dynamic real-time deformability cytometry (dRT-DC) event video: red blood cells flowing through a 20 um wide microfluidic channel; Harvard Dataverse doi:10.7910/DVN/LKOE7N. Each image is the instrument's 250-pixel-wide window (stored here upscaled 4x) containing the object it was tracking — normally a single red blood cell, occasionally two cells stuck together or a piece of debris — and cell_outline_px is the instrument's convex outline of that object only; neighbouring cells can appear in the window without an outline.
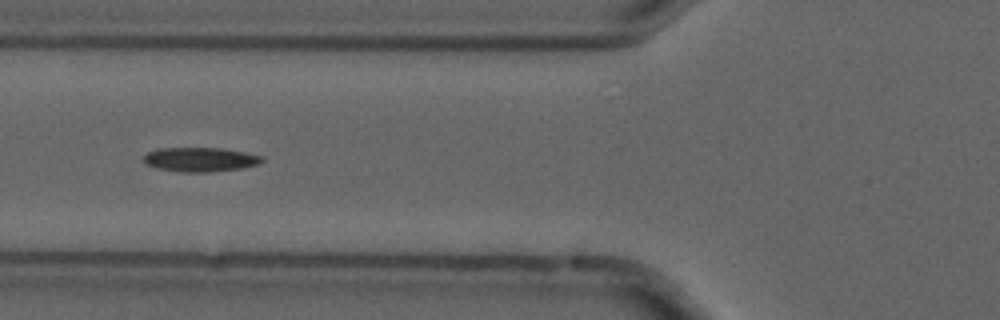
{"species": "common noctule bat (a hibernating species)", "species_latin": "Nyctalus noctula", "temperature_condition": "cold", "stored_images_in_passage": 4, "camera_frame_rate_fps": 3000, "um_per_image_px": 0.085, "animal": {"sex": "male", "forearm_length_mm": 52.5}, "frame": {"image": 1, "passage_image": 3, "time_ms": 0.667, "image_size_px": [1000, 320], "cell_outline_px": [[264, 160], [256, 164], [244, 168], [208, 172], [180, 172], [160, 168], [148, 164], [144, 160], [144, 156], [148, 152], [160, 148], [220, 148], [244, 152], [264, 156]], "centroid_in_image_um": [17.06, 13.55], "position_along_channel_um": 108.7, "area_um2": 16.53}}
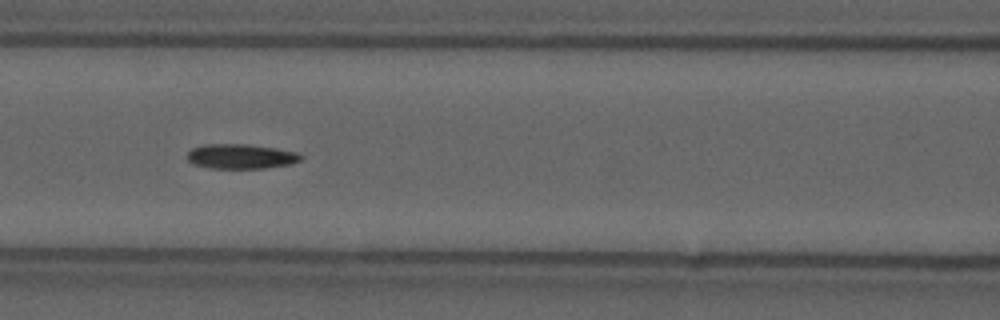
{"frame": {"image": 2, "passage_image": 4, "time_ms": 1.0, "image_size_px": [1000, 320], "cell_outline_px": [[304, 156], [300, 160], [292, 164], [264, 168], [208, 168], [192, 164], [188, 160], [188, 152], [192, 148], [204, 144], [244, 144], [276, 148], [296, 152]], "centroid_in_image_um": [20.47, 13.29], "position_along_channel_um": 146.1, "area_um2": 16.42}}